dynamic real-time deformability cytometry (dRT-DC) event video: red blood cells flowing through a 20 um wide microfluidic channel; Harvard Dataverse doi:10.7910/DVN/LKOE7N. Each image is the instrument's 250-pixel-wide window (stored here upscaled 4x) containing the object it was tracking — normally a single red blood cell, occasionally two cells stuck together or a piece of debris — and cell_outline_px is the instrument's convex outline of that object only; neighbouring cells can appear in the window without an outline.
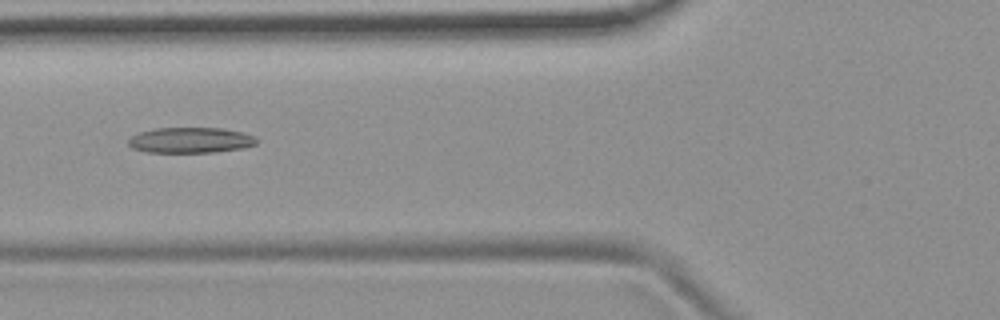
{"species": "common noctule bat (a hibernating species)", "species_latin": "Nyctalus noctula", "temperature_condition": "room temperature", "stored_images_in_passage": 39, "camera_frame_rate_fps": 3000, "um_per_image_px": 0.085, "animal": {"sex": "female", "body_mass_g": 19.9}, "frame": {"image": 1, "passage_image": 6, "time_ms": 1.667, "image_size_px": [1000, 320], "cell_outline_px": [[256, 144], [244, 148], [212, 152], [148, 152], [132, 148], [128, 144], [128, 140], [132, 136], [140, 132], [156, 128], [220, 128], [240, 132], [256, 136]], "centroid_in_image_um": [16.19, 11.91], "position_along_channel_um": 109.6, "area_um2": 18.96}}
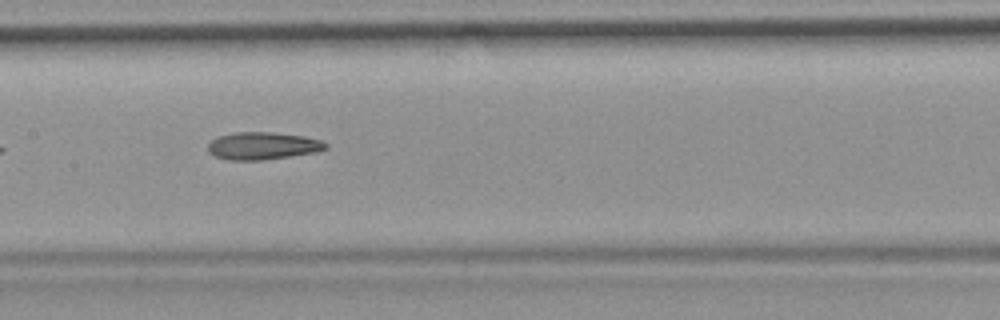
{"frame": {"image": 2, "passage_image": 12, "time_ms": 3.667, "image_size_px": [1000, 320], "cell_outline_px": [[328, 148], [316, 152], [264, 160], [228, 160], [216, 156], [208, 152], [208, 144], [212, 140], [220, 136], [236, 132], [272, 132], [304, 136], [320, 140], [328, 144]], "centroid_in_image_um": [22.35, 12.4], "position_along_channel_um": 185.1, "area_um2": 18.79}, "authors_computed_cell_mechanics": {"area_um2": 18.7272, "velocity_mm_per_s": 3.762, "shape_relaxation_time_tau1_ms": null, "shape_relaxation_time_tau2_ms": 5.9937, "deformation_change_tau1": null, "deformation_change_tau2": 0.1705}}